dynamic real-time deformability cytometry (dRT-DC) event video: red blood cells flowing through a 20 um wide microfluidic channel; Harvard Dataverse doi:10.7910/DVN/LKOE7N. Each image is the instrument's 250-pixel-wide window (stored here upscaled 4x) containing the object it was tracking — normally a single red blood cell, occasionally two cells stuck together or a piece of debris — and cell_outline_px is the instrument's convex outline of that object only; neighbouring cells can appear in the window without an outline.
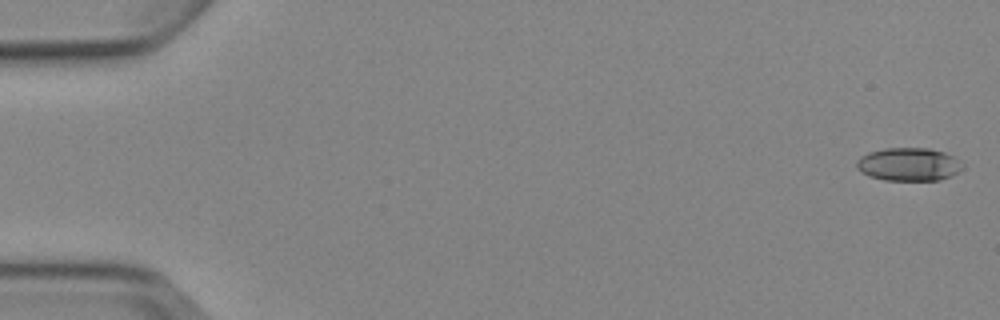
{"species": "Egyptian fruit bat (a non-hibernating species)", "species_latin": "Rousettus aegyptiacus", "temperature_condition": "cold", "stored_images_in_passage": 5, "camera_frame_rate_fps": 3000, "um_per_image_px": 0.085, "animal": {"sex": "female"}, "frame": {"image": 1, "passage_image": 1, "time_ms": 0.0, "image_size_px": [1000, 320], "cell_outline_px": [[964, 168], [952, 176], [940, 180], [884, 180], [868, 176], [860, 172], [856, 168], [856, 160], [860, 156], [868, 152], [884, 148], [928, 148], [944, 152], [952, 156], [964, 164]], "centroid_in_image_um": [77.22, 13.97], "position_along_channel_um": 7.8, "area_um2": 20.75}}
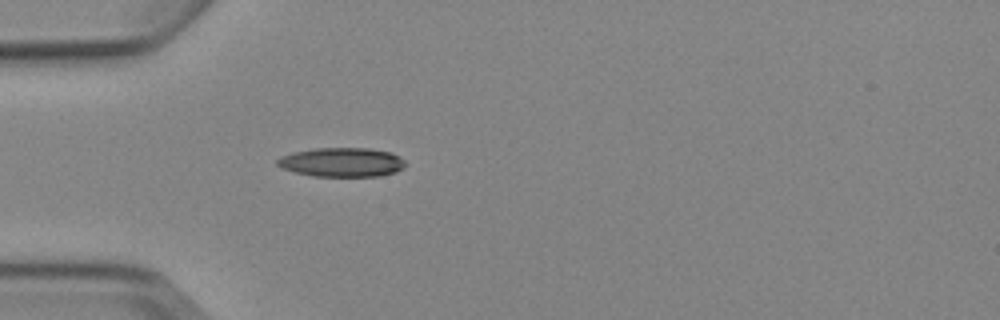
{"frame": {"image": 2, "passage_image": 5, "time_ms": 5.0, "image_size_px": [1000, 320], "cell_outline_px": [[404, 168], [396, 172], [380, 176], [312, 176], [296, 172], [284, 168], [276, 164], [276, 160], [280, 156], [296, 152], [316, 148], [368, 148], [388, 152], [404, 160]], "centroid_in_image_um": [29.05, 13.79], "position_along_channel_um": 56.0, "area_um2": 21.5}}